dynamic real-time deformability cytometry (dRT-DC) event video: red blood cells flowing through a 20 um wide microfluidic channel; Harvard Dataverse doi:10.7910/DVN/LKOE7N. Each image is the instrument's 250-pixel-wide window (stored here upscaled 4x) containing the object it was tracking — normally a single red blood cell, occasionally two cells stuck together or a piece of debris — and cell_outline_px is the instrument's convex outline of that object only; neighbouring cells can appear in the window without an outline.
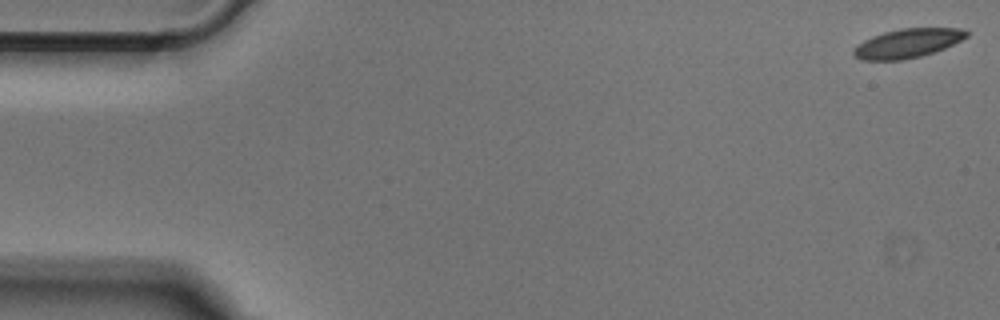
{"species": "Egyptian fruit bat (a non-hibernating species)", "species_latin": "Rousettus aegyptiacus", "temperature_condition": "cold", "stored_images_in_passage": 52, "camera_frame_rate_fps": 3000, "um_per_image_px": 0.085, "animal": {"sex": "male"}, "frame": {"image": 1, "passage_image": 1, "time_ms": 0.0, "image_size_px": [1000, 320], "cell_outline_px": [[968, 36], [944, 48], [920, 56], [900, 60], [860, 60], [852, 56], [852, 52], [856, 44], [872, 36], [884, 32], [900, 28], [960, 28], [968, 32]], "centroid_in_image_um": [77.07, 3.68], "position_along_channel_um": 7.9, "area_um2": 19.07}}
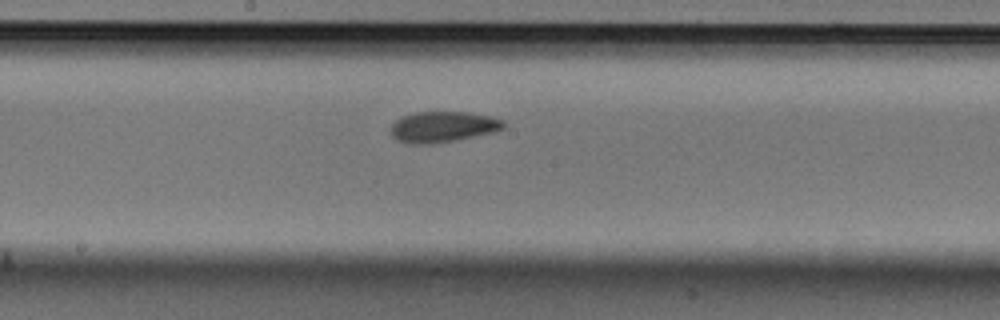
{"frame": {"image": 2, "passage_image": 27, "time_ms": 8.667, "image_size_px": [1000, 320], "cell_outline_px": [[508, 124], [504, 128], [492, 132], [456, 140], [432, 144], [408, 144], [396, 140], [392, 136], [392, 124], [396, 120], [404, 116], [416, 112], [468, 112], [488, 116], [504, 120]], "centroid_in_image_um": [37.65, 10.79], "position_along_channel_um": 210.5, "area_um2": 20.23}}
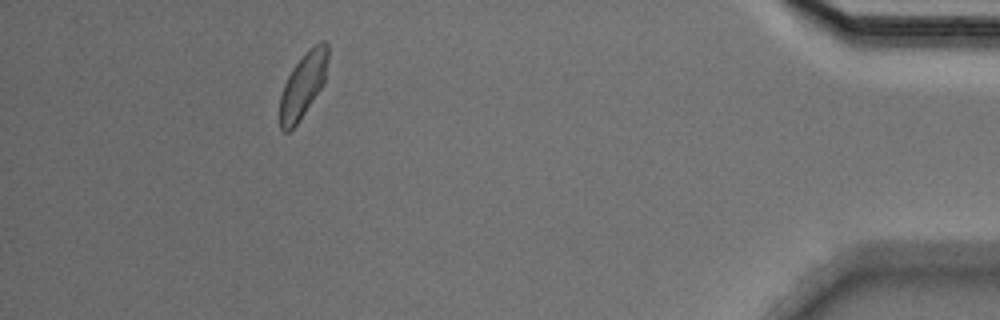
{"frame": {"image": 3, "passage_image": 47, "time_ms": 15.333, "image_size_px": [1000, 320], "cell_outline_px": [[328, 60], [324, 80], [320, 88], [296, 124], [288, 132], [284, 132], [280, 128], [280, 96], [284, 84], [292, 68], [304, 52], [320, 40], [324, 40], [328, 44]], "centroid_in_image_um": [25.75, 7.18], "position_along_channel_um": 409.4, "area_um2": 17.92}}